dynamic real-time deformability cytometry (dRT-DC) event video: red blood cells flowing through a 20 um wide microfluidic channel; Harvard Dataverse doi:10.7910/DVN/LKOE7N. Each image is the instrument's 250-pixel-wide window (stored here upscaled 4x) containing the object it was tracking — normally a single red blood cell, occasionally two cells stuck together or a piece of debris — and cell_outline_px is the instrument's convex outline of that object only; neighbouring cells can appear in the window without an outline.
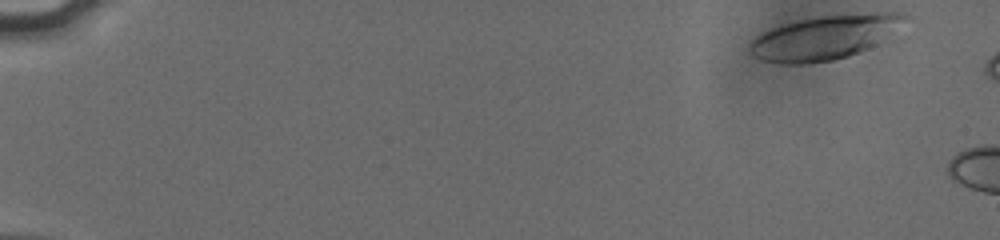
{"species": "human", "species_latin": "Homo sapiens", "temperature_condition": "cold", "stored_images_in_passage": 6, "camera_frame_rate_fps": 3000, "um_per_image_px": 0.085, "donor": {"sex": "male"}, "frame": {"image": 1, "passage_image": 1, "time_ms": 0.0, "image_size_px": [1000, 240], "cell_outline_px": [[908, 16], [872, 44], [848, 56], [832, 60], [804, 64], [784, 64], [764, 60], [752, 56], [748, 52], [748, 44], [760, 32], [768, 28], [800, 20], [824, 16], [880, 12], [904, 12]], "centroid_in_image_um": [69.9, 3.18], "position_along_channel_um": 15.1, "area_um2": 38.67}}